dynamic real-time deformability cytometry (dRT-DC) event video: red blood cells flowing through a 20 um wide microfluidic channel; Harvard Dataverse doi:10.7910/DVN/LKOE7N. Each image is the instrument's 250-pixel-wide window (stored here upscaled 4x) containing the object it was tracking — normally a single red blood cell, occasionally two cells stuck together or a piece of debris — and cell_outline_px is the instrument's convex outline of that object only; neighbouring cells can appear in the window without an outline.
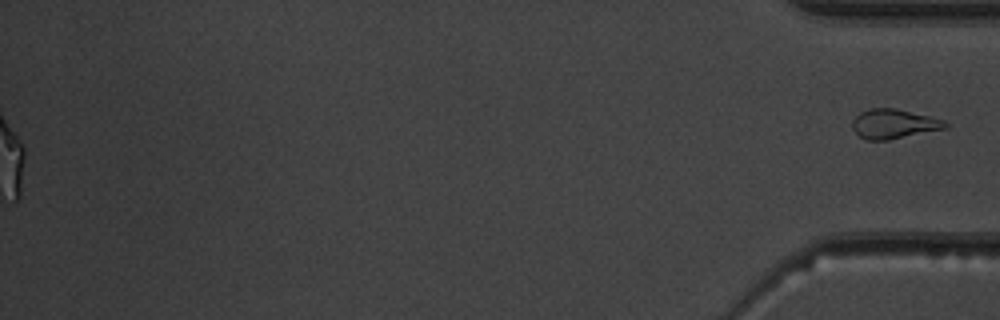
{"species": "common noctule bat (a hibernating species)", "species_latin": "Nyctalus noctula", "temperature_condition": "warm", "stored_images_in_passage": 52, "segment_of_instrument_passage": [2, 2], "camera_frame_rate_fps": 3000, "um_per_image_px": 0.085, "animal": {"sex": "male", "body_mass_g": 19.5, "forearm_length_mm": 54.6}, "frame": {"image": 1, "passage_image": 52, "time_ms": 17.0, "image_size_px": [1000, 320], "cell_outline_px": [[948, 128], [888, 140], [868, 140], [860, 136], [852, 128], [852, 120], [860, 112], [868, 108], [896, 108], [932, 116], [944, 120], [948, 124]], "centroid_in_image_um": [76.0, 10.52], "position_along_channel_um": 359.2, "area_um2": 16.13}}